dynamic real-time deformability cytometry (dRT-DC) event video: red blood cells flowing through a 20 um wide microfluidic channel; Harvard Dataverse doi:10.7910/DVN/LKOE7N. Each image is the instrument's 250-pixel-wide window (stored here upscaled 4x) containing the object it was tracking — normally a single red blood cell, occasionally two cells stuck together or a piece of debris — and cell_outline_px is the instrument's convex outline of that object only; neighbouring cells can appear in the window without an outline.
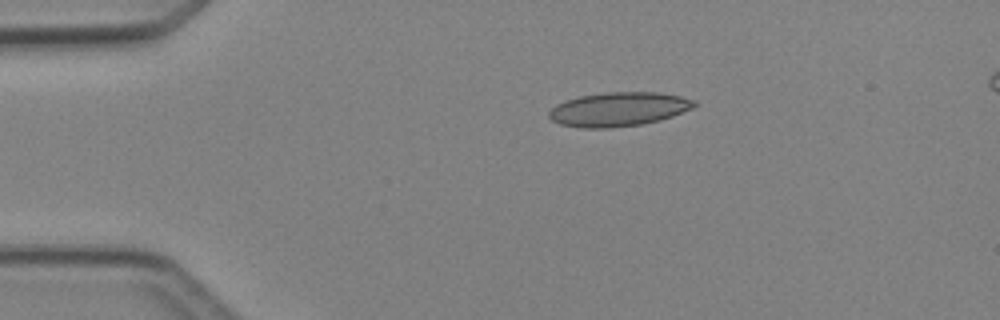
{"species": "Egyptian fruit bat (a non-hibernating species)", "species_latin": "Rousettus aegyptiacus", "temperature_condition": "cold", "stored_images_in_passage": 3, "camera_frame_rate_fps": 3000, "um_per_image_px": 0.085, "animal": {"sex": "female"}, "frame": {"image": 1, "passage_image": 1, "time_ms": 0.0, "image_size_px": [1000, 320], "cell_outline_px": [[696, 104], [692, 108], [672, 116], [660, 120], [640, 124], [608, 128], [580, 128], [560, 124], [552, 120], [548, 116], [548, 112], [556, 104], [564, 100], [580, 96], [608, 92], [660, 92], [680, 96], [696, 100]], "centroid_in_image_um": [52.56, 9.28], "position_along_channel_um": 32.4, "area_um2": 28.84}}